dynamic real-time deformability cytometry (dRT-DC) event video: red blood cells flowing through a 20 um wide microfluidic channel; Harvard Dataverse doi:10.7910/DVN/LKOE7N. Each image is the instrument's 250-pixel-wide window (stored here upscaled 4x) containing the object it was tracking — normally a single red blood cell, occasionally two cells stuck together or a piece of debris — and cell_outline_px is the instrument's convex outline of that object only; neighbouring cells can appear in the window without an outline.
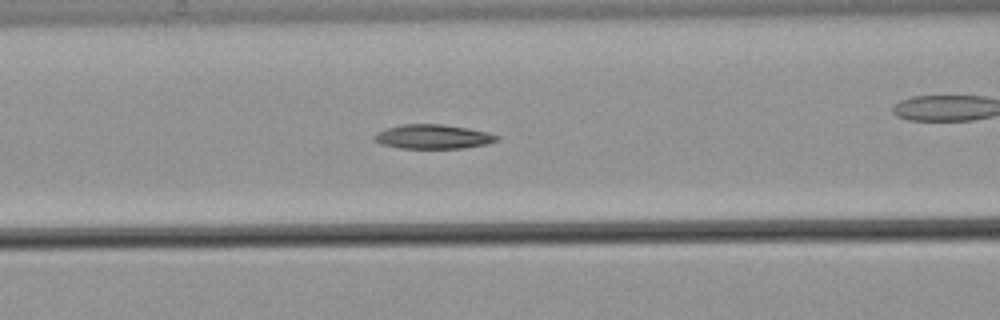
{"species": "common noctule bat (a hibernating species)", "species_latin": "Nyctalus noctula", "temperature_condition": "warm", "stored_images_in_passage": 42, "camera_frame_rate_fps": 3000, "um_per_image_px": 0.085, "animal": {"sex": "male", "body_mass_g": 21.5, "forearm_length_mm": 52.0}, "frame": {"image": 1, "passage_image": 7, "time_ms": 2.0, "image_size_px": [1000, 320], "cell_outline_px": [[500, 140], [488, 144], [460, 148], [400, 148], [380, 144], [372, 140], [372, 136], [388, 128], [404, 124], [440, 124], [468, 128], [500, 136]], "centroid_in_image_um": [36.8, 11.62], "position_along_channel_um": 129.8, "area_um2": 17.22}}